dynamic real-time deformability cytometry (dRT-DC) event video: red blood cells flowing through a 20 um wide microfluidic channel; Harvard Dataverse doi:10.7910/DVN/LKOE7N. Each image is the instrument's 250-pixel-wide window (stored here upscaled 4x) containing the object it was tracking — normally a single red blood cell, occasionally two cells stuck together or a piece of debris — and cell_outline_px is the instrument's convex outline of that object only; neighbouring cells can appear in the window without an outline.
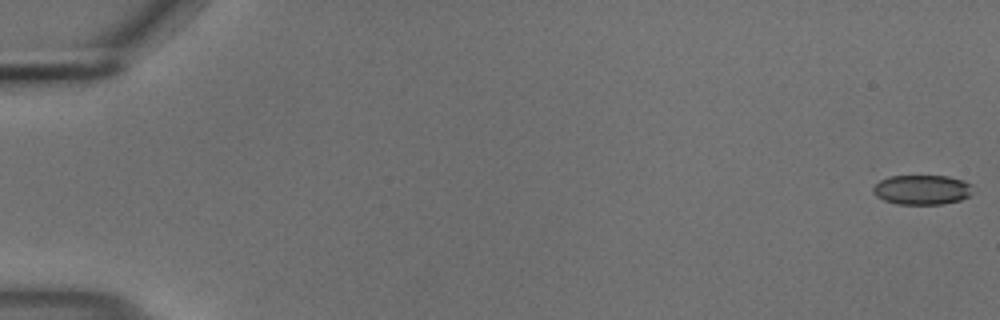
{"species": "common noctule bat (a hibernating species)", "species_latin": "Nyctalus noctula", "temperature_condition": "cold", "stored_images_in_passage": 46, "camera_frame_rate_fps": 3000, "um_per_image_px": 0.085, "animal": {"sex": "male", "body_mass_g": 18.8}, "frame": {"image": 1, "passage_image": 1, "time_ms": 0.0, "image_size_px": [1000, 320], "cell_outline_px": [[976, 192], [960, 200], [944, 204], [896, 204], [884, 200], [876, 196], [872, 192], [872, 188], [880, 180], [888, 176], [948, 176], [964, 180], [972, 184]], "centroid_in_image_um": [78.41, 16.13], "position_along_channel_um": 6.6, "area_um2": 17.57}}
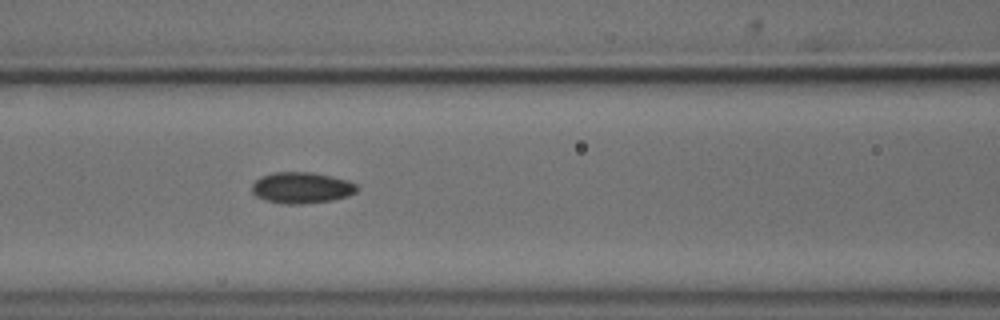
{"frame": {"image": 2, "passage_image": 25, "time_ms": 8.0, "image_size_px": [1000, 320], "cell_outline_px": [[360, 188], [356, 192], [348, 196], [332, 200], [304, 204], [288, 204], [264, 200], [256, 196], [252, 192], [252, 184], [260, 176], [276, 172], [312, 172], [332, 176], [348, 180], [356, 184]], "centroid_in_image_um": [25.65, 15.96], "position_along_channel_um": 140.9, "area_um2": 19.25}}
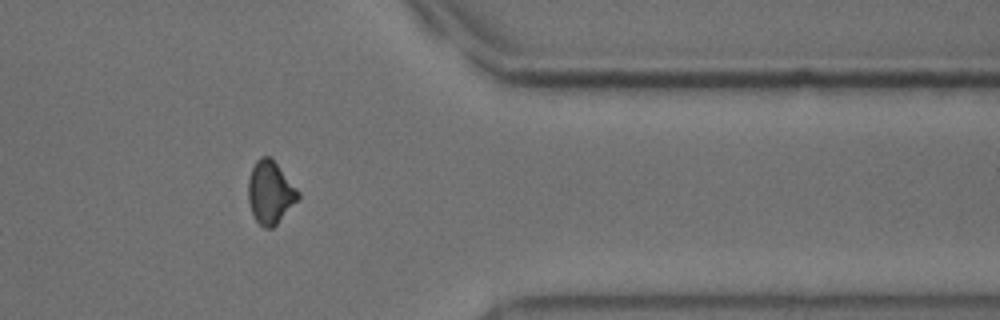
{"frame": {"image": 3, "passage_image": 46, "time_ms": 15.0, "image_size_px": [1000, 320], "cell_outline_px": [[300, 200], [272, 228], [264, 228], [256, 220], [252, 212], [248, 200], [248, 180], [252, 168], [256, 160], [260, 156], [272, 156], [300, 192]], "centroid_in_image_um": [23.0, 16.33], "position_along_channel_um": 388.4, "area_um2": 18.55}, "authors_computed_cell_mechanics": {"area_um2": 18.3226, "velocity_mm_per_s": 3.7109, "shape_relaxation_time_tau1_ms": 6.3139, "shape_relaxation_time_tau2_ms": 3.7746, "deformation_change_tau1": 0.0913, "deformation_change_tau2": 0.0849}}